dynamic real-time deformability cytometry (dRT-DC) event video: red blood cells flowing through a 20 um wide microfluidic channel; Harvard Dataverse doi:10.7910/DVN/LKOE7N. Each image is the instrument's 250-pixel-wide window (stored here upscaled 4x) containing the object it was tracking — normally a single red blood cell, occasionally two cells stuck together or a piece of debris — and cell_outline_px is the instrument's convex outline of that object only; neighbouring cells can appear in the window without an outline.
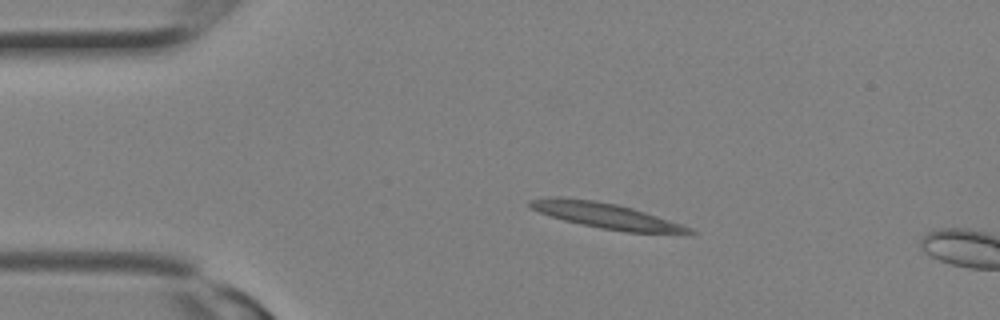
{"species": "Egyptian fruit bat (a non-hibernating species)", "species_latin": "Rousettus aegyptiacus", "temperature_condition": "room temperature", "stored_images_in_passage": 2, "camera_frame_rate_fps": 3000, "um_per_image_px": 0.085, "animal": {"sex": "female"}, "frame": {"image": 1, "passage_image": 1, "time_ms": 0.0, "image_size_px": [1000, 320], "cell_outline_px": [[696, 232], [628, 232], [600, 228], [580, 224], [564, 220], [540, 212], [532, 208], [528, 204], [528, 200], [548, 196], [560, 196], [596, 200], [616, 204], [632, 208], [692, 228]], "centroid_in_image_um": [51.36, 18.29], "position_along_channel_um": 33.6, "area_um2": 23.12}}